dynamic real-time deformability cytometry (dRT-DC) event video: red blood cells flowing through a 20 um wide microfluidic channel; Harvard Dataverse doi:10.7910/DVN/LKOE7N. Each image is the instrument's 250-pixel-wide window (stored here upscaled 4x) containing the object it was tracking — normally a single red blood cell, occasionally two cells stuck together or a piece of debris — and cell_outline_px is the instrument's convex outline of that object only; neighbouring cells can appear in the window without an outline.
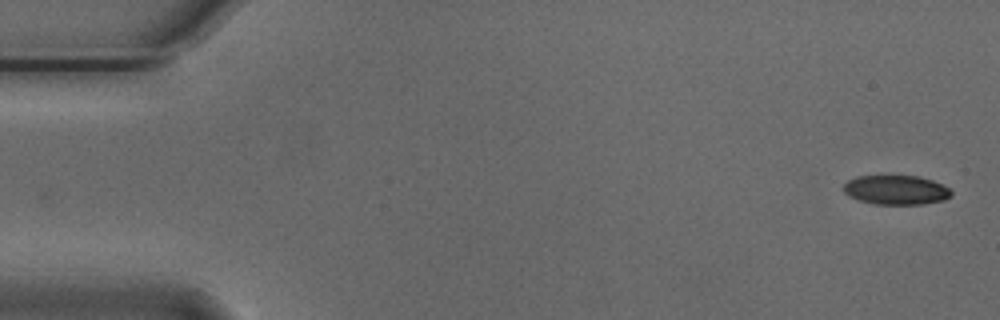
{"species": "Egyptian fruit bat (a non-hibernating species)", "species_latin": "Rousettus aegyptiacus", "temperature_condition": "cold", "stored_images_in_passage": 54, "camera_frame_rate_fps": 3000, "um_per_image_px": 0.085, "animal": {"sex": "male"}, "frame": {"image": 1, "passage_image": 1, "time_ms": 0.0, "image_size_px": [1000, 320], "cell_outline_px": [[952, 192], [944, 200], [924, 204], [872, 204], [848, 196], [844, 192], [844, 184], [848, 180], [856, 176], [916, 176], [932, 180], [948, 188]], "centroid_in_image_um": [76.13, 16.15], "position_along_channel_um": 8.9, "area_um2": 18.26}}
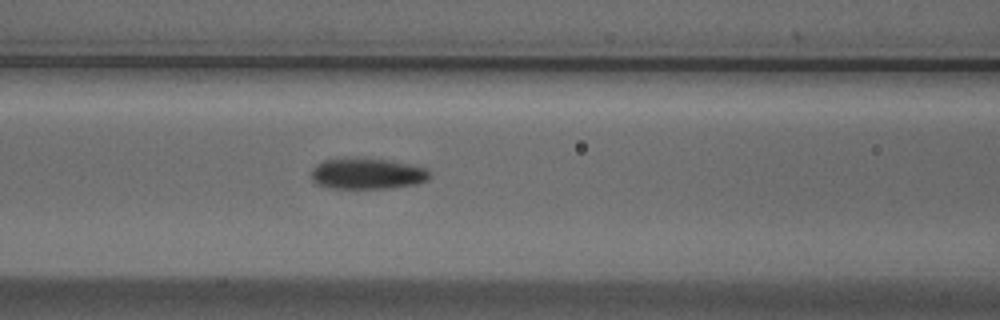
{"frame": {"image": 2, "passage_image": 22, "time_ms": 7.0, "image_size_px": [1000, 320], "cell_outline_px": [[432, 176], [428, 180], [416, 184], [388, 188], [332, 188], [316, 184], [312, 180], [312, 168], [316, 164], [324, 160], [356, 156], [392, 160], [412, 164], [428, 168]], "centroid_in_image_um": [31.24, 14.73], "position_along_channel_um": 135.4, "area_um2": 22.02}}
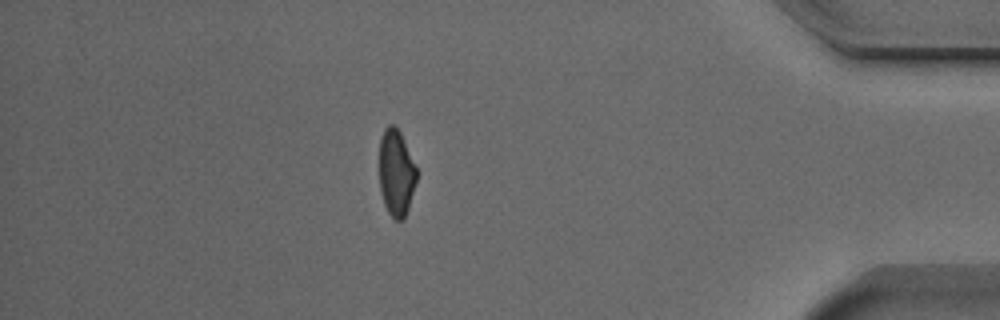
{"frame": {"image": 3, "passage_image": 47, "time_ms": 15.333, "image_size_px": [1000, 320], "cell_outline_px": [[416, 180], [408, 208], [404, 220], [396, 220], [388, 212], [384, 204], [380, 192], [380, 136], [384, 128], [388, 124], [396, 124], [400, 132], [416, 168]], "centroid_in_image_um": [33.65, 14.67], "position_along_channel_um": 401.5, "area_um2": 18.67}, "authors_computed_cell_mechanics": {"area_um2": 20.3745, "velocity_mm_per_s": 3.7287, "shape_relaxation_time_tau1_ms": 4.5544, "shape_relaxation_time_tau2_ms": 7.2201, "deformation_change_tau1": 0.1396, "deformation_change_tau2": 0.1314}}